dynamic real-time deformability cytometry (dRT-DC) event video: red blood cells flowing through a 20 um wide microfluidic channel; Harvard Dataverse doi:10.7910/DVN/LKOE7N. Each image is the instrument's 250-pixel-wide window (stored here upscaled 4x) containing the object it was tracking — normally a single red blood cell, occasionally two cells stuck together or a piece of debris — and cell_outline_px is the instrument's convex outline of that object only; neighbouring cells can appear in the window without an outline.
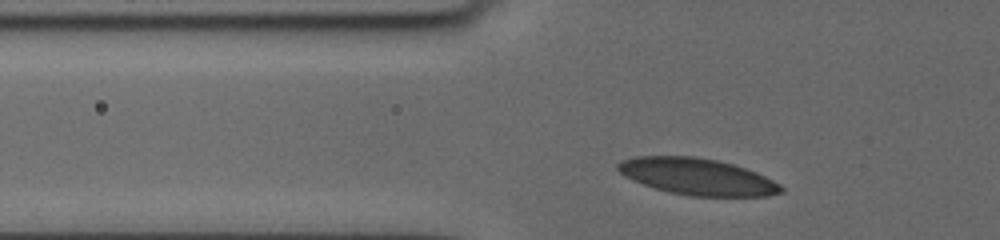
{"species": "human", "species_latin": "Homo sapiens", "temperature_condition": "cold", "stored_images_in_passage": 33, "camera_frame_rate_fps": 3000, "um_per_image_px": 0.085, "donor": {"sex": "female"}, "frame": {"image": 1, "passage_image": 4, "time_ms": 1.0, "image_size_px": [1000, 240], "cell_outline_px": [[784, 192], [768, 196], [692, 196], [672, 192], [656, 188], [632, 180], [624, 176], [616, 168], [616, 164], [620, 160], [636, 156], [692, 156], [716, 160], [732, 164], [756, 172], [780, 184], [784, 188]], "centroid_in_image_um": [59.26, 15.01], "position_along_channel_um": 66.5, "area_um2": 34.62}}
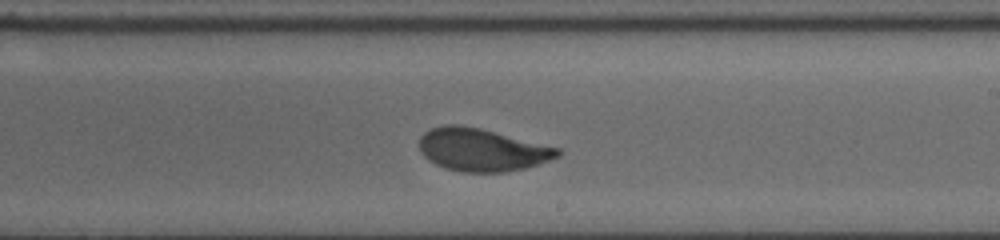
{"frame": {"image": 2, "passage_image": 20, "time_ms": 6.333, "image_size_px": [1000, 240], "cell_outline_px": [[564, 152], [560, 156], [524, 168], [504, 172], [464, 172], [444, 168], [428, 160], [420, 152], [420, 136], [424, 132], [432, 128], [444, 124], [460, 124], [480, 128], [560, 148]], "centroid_in_image_um": [40.95, 12.72], "position_along_channel_um": 248.1, "area_um2": 34.45}}
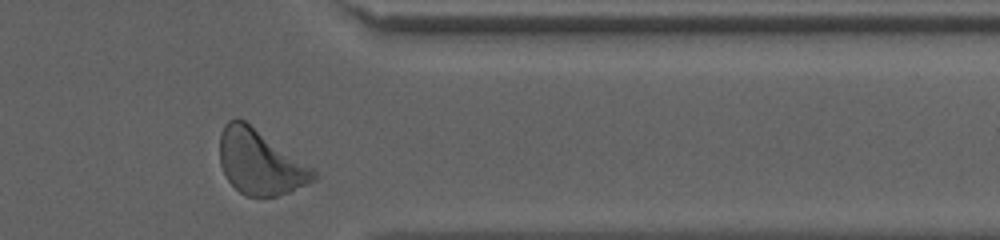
{"frame": {"image": 3, "passage_image": 32, "time_ms": 10.333, "image_size_px": [1000, 240], "cell_outline_px": [[316, 180], [308, 184], [288, 192], [276, 196], [244, 196], [228, 180], [220, 164], [220, 132], [224, 124], [228, 120], [244, 120], [312, 168], [316, 172]], "centroid_in_image_um": [22.08, 13.8], "position_along_channel_um": 389.3, "area_um2": 34.74}, "authors_computed_cell_mechanics": {"area_um2": 34.8534, "velocity_mm_per_s": 3.6092, "shape_relaxation_time_tau1_ms": 3.0451, "shape_relaxation_time_tau2_ms": null, "deformation_change_tau1": 0.1371, "deformation_change_tau2": null}}